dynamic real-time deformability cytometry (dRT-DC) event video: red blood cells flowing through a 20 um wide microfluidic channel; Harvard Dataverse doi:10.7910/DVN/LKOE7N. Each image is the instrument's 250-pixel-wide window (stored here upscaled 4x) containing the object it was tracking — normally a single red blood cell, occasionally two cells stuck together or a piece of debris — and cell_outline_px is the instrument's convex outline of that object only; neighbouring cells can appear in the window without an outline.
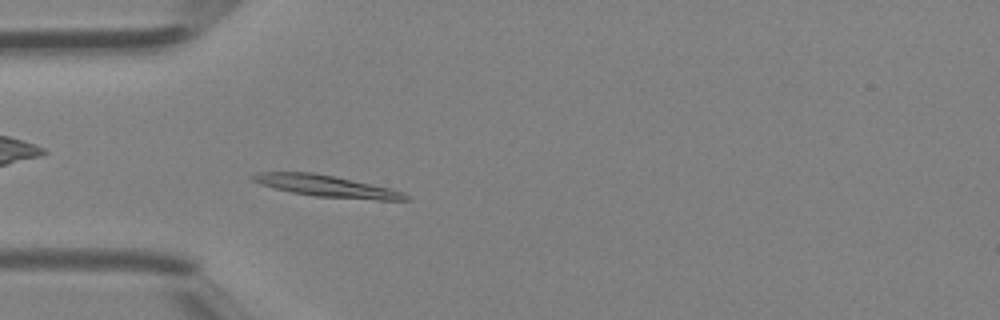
{"species": "Egyptian fruit bat (a non-hibernating species)", "species_latin": "Rousettus aegyptiacus", "temperature_condition": "room temperature", "stored_images_in_passage": 37, "camera_frame_rate_fps": 3000, "um_per_image_px": 0.085, "animal": {"sex": "female"}, "frame": {"image": 1, "passage_image": 7, "time_ms": 2.0, "image_size_px": [1000, 320], "cell_outline_px": [[412, 200], [376, 200], [316, 196], [292, 192], [260, 184], [252, 180], [248, 176], [260, 172], [312, 172], [332, 176], [388, 188], [404, 192]], "centroid_in_image_um": [27.74, 15.82], "position_along_channel_um": 57.3, "area_um2": 18.84}}
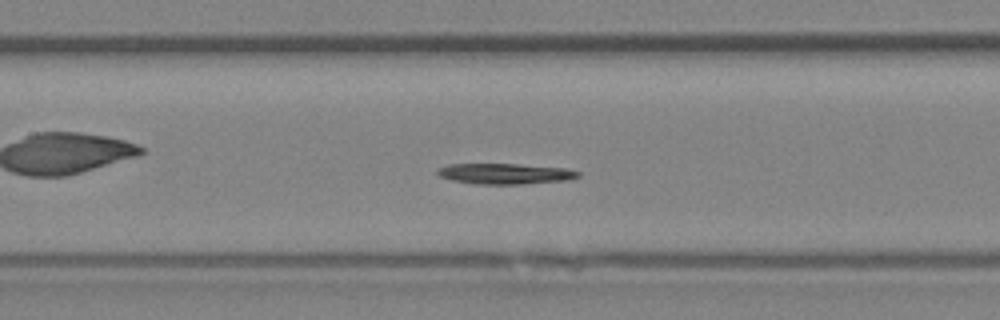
{"frame": {"image": 2, "passage_image": 14, "time_ms": 4.333, "image_size_px": [1000, 320], "cell_outline_px": [[580, 176], [568, 180], [520, 184], [476, 184], [452, 180], [440, 176], [436, 172], [436, 168], [452, 164], [516, 164], [564, 168], [580, 172]], "centroid_in_image_um": [42.91, 14.77], "position_along_channel_um": 164.5, "area_um2": 16.82}}
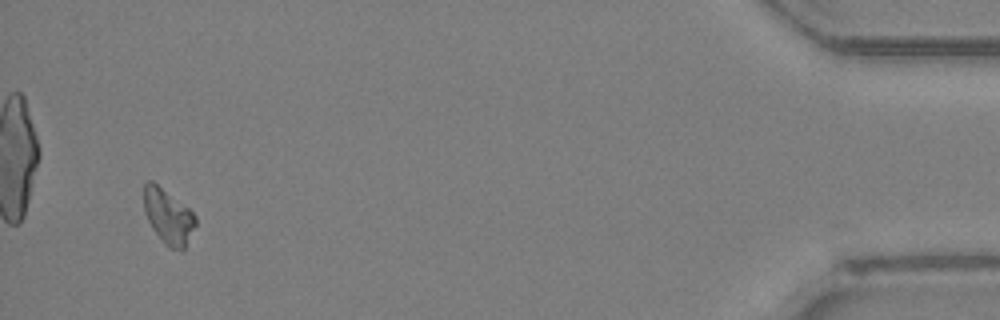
{"frame": {"image": 3, "passage_image": 35, "time_ms": 11.333, "image_size_px": [1000, 320], "cell_outline_px": [[196, 224], [184, 252], [180, 252], [172, 248], [152, 228], [144, 212], [144, 184], [148, 180], [152, 180], [188, 208], [196, 216]], "centroid_in_image_um": [14.31, 18.4], "position_along_channel_um": 420.9, "area_um2": 16.3}}